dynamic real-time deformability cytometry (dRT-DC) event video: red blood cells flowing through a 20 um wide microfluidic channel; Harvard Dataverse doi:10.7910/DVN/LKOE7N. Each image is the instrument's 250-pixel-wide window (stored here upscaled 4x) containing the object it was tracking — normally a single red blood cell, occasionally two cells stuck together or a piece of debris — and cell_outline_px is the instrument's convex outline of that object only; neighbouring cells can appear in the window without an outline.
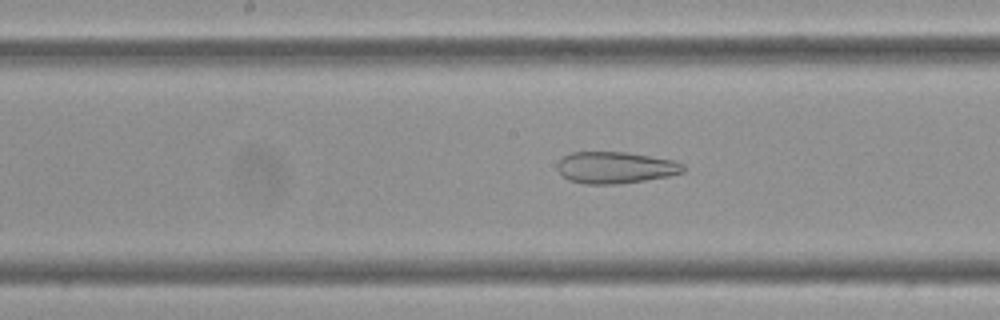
{"species": "Egyptian fruit bat (a non-hibernating species)", "species_latin": "Rousettus aegyptiacus", "temperature_condition": "cold", "stored_images_in_passage": 43, "camera_frame_rate_fps": 3000, "um_per_image_px": 0.085, "frame": {"image": 1, "passage_image": 14, "time_ms": 4.333, "image_size_px": [1000, 320], "cell_outline_px": [[684, 172], [668, 176], [620, 184], [584, 184], [568, 180], [556, 168], [556, 164], [564, 156], [572, 152], [624, 152], [672, 160], [684, 164]], "centroid_in_image_um": [52.28, 14.25], "position_along_channel_um": 195.9, "area_um2": 23.12}}
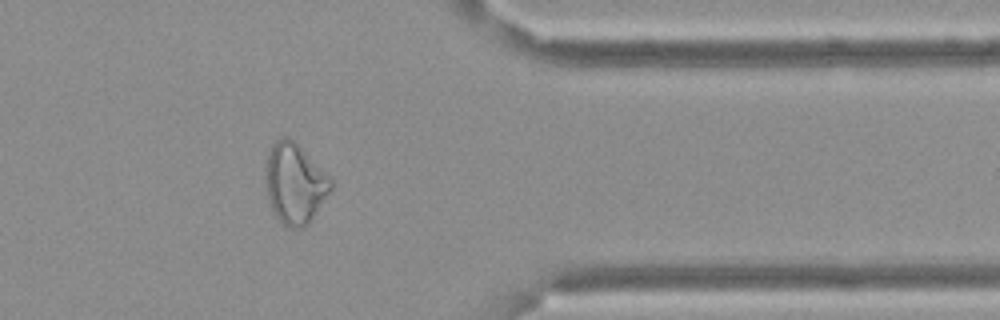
{"frame": {"image": 2, "passage_image": 32, "time_ms": 10.333, "image_size_px": [1000, 320], "cell_outline_px": [[332, 188], [308, 224], [304, 228], [288, 228], [276, 216], [268, 200], [264, 172], [268, 152], [272, 144], [280, 136], [288, 136], [332, 180]], "centroid_in_image_um": [25.01, 15.61], "position_along_channel_um": 386.4, "area_um2": 30.11}}
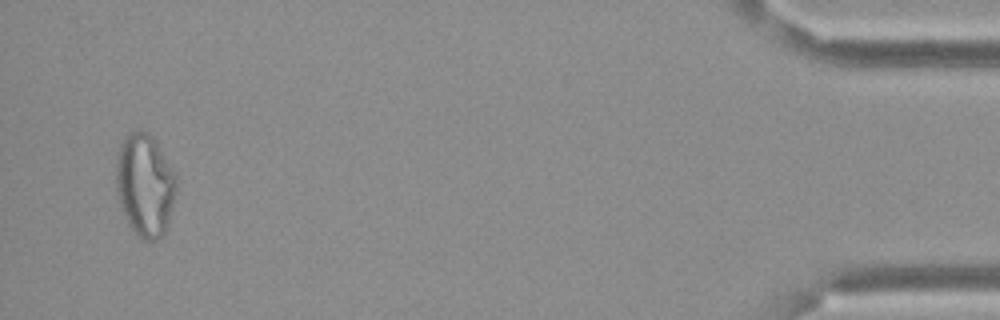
{"frame": {"image": 3, "passage_image": 41, "time_ms": 13.333, "image_size_px": [1000, 320], "cell_outline_px": [[176, 192], [168, 224], [164, 232], [156, 240], [144, 240], [128, 224], [124, 216], [116, 192], [116, 160], [120, 144], [128, 132], [140, 128], [148, 132], [152, 136], [176, 176]], "centroid_in_image_um": [12.3, 15.7], "position_along_channel_um": 422.9, "area_um2": 35.95}, "authors_computed_cell_mechanics": {"area_um2": 27.9752, "velocity_mm_per_s": 3.4008, "shape_relaxation_time_tau1_ms": null, "shape_relaxation_time_tau2_ms": 3.541, "deformation_change_tau1": null, "deformation_change_tau2": 0.1368}}